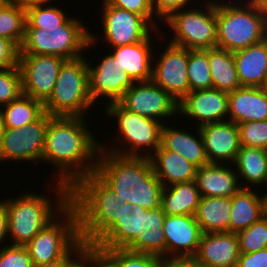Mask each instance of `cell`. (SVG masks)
Wrapping results in <instances>:
<instances>
[{
    "mask_svg": "<svg viewBox=\"0 0 267 267\" xmlns=\"http://www.w3.org/2000/svg\"><path fill=\"white\" fill-rule=\"evenodd\" d=\"M84 119L48 114L42 162L57 171L55 182L69 188L96 170L100 142Z\"/></svg>",
    "mask_w": 267,
    "mask_h": 267,
    "instance_id": "6da1fadb",
    "label": "cell"
},
{
    "mask_svg": "<svg viewBox=\"0 0 267 267\" xmlns=\"http://www.w3.org/2000/svg\"><path fill=\"white\" fill-rule=\"evenodd\" d=\"M95 173L120 197L144 209L161 206L164 185L154 173L150 157L125 156L100 149Z\"/></svg>",
    "mask_w": 267,
    "mask_h": 267,
    "instance_id": "7a4b0ae2",
    "label": "cell"
},
{
    "mask_svg": "<svg viewBox=\"0 0 267 267\" xmlns=\"http://www.w3.org/2000/svg\"><path fill=\"white\" fill-rule=\"evenodd\" d=\"M116 194L95 172L70 188V204L78 215L79 234L92 246L116 221L132 212V203L119 204Z\"/></svg>",
    "mask_w": 267,
    "mask_h": 267,
    "instance_id": "3957f363",
    "label": "cell"
},
{
    "mask_svg": "<svg viewBox=\"0 0 267 267\" xmlns=\"http://www.w3.org/2000/svg\"><path fill=\"white\" fill-rule=\"evenodd\" d=\"M52 183L50 186L49 182L46 190H52L50 195L55 194L56 200H52L53 198L43 192L38 194L33 191L19 193L16 198H6L10 237L8 240L12 245L25 246L70 204V188L61 182L55 184L52 180Z\"/></svg>",
    "mask_w": 267,
    "mask_h": 267,
    "instance_id": "277c9868",
    "label": "cell"
},
{
    "mask_svg": "<svg viewBox=\"0 0 267 267\" xmlns=\"http://www.w3.org/2000/svg\"><path fill=\"white\" fill-rule=\"evenodd\" d=\"M162 207L144 209L136 205L92 245L95 249H127L132 252L166 257Z\"/></svg>",
    "mask_w": 267,
    "mask_h": 267,
    "instance_id": "5b68a950",
    "label": "cell"
},
{
    "mask_svg": "<svg viewBox=\"0 0 267 267\" xmlns=\"http://www.w3.org/2000/svg\"><path fill=\"white\" fill-rule=\"evenodd\" d=\"M235 1H216V47L230 52L267 38V21L257 3L254 0Z\"/></svg>",
    "mask_w": 267,
    "mask_h": 267,
    "instance_id": "8992f818",
    "label": "cell"
},
{
    "mask_svg": "<svg viewBox=\"0 0 267 267\" xmlns=\"http://www.w3.org/2000/svg\"><path fill=\"white\" fill-rule=\"evenodd\" d=\"M78 18L72 16L63 25L49 29L25 28L19 54L56 55L65 60L84 56V50L95 46L100 36L93 35Z\"/></svg>",
    "mask_w": 267,
    "mask_h": 267,
    "instance_id": "52a82bcc",
    "label": "cell"
},
{
    "mask_svg": "<svg viewBox=\"0 0 267 267\" xmlns=\"http://www.w3.org/2000/svg\"><path fill=\"white\" fill-rule=\"evenodd\" d=\"M103 109L105 110L103 115L116 119L118 137L115 139L118 142L116 145L113 141V147L100 142V149L125 156L150 157L161 145L163 123L137 115L124 108L119 102L108 103Z\"/></svg>",
    "mask_w": 267,
    "mask_h": 267,
    "instance_id": "ba28073f",
    "label": "cell"
},
{
    "mask_svg": "<svg viewBox=\"0 0 267 267\" xmlns=\"http://www.w3.org/2000/svg\"><path fill=\"white\" fill-rule=\"evenodd\" d=\"M86 56L65 60L60 67L53 92L44 103L50 116L85 117L92 108ZM86 114V115H85Z\"/></svg>",
    "mask_w": 267,
    "mask_h": 267,
    "instance_id": "9c48e42d",
    "label": "cell"
},
{
    "mask_svg": "<svg viewBox=\"0 0 267 267\" xmlns=\"http://www.w3.org/2000/svg\"><path fill=\"white\" fill-rule=\"evenodd\" d=\"M191 6L173 12L165 21H162L166 22L174 33L169 43L188 50L215 48L217 45L216 0H204L202 6L205 9L201 5L200 8Z\"/></svg>",
    "mask_w": 267,
    "mask_h": 267,
    "instance_id": "30bf717a",
    "label": "cell"
},
{
    "mask_svg": "<svg viewBox=\"0 0 267 267\" xmlns=\"http://www.w3.org/2000/svg\"><path fill=\"white\" fill-rule=\"evenodd\" d=\"M80 241L77 211L69 204L25 246L37 266L66 256Z\"/></svg>",
    "mask_w": 267,
    "mask_h": 267,
    "instance_id": "8fae6325",
    "label": "cell"
},
{
    "mask_svg": "<svg viewBox=\"0 0 267 267\" xmlns=\"http://www.w3.org/2000/svg\"><path fill=\"white\" fill-rule=\"evenodd\" d=\"M48 113L25 127L4 128L0 142V162L19 161L38 163L42 161Z\"/></svg>",
    "mask_w": 267,
    "mask_h": 267,
    "instance_id": "7c38bea8",
    "label": "cell"
},
{
    "mask_svg": "<svg viewBox=\"0 0 267 267\" xmlns=\"http://www.w3.org/2000/svg\"><path fill=\"white\" fill-rule=\"evenodd\" d=\"M101 4L103 7L100 8L103 11L99 22L100 24L102 22L101 30L103 31L101 41L107 42L110 48L143 41L154 31L157 37L161 36L160 40L164 36L169 40L164 32V35L162 34L161 28L154 29L142 16L115 6L105 5L103 2Z\"/></svg>",
    "mask_w": 267,
    "mask_h": 267,
    "instance_id": "4fadbf2b",
    "label": "cell"
},
{
    "mask_svg": "<svg viewBox=\"0 0 267 267\" xmlns=\"http://www.w3.org/2000/svg\"><path fill=\"white\" fill-rule=\"evenodd\" d=\"M64 58L46 54H19L22 94L43 104L51 96Z\"/></svg>",
    "mask_w": 267,
    "mask_h": 267,
    "instance_id": "5bb4252c",
    "label": "cell"
},
{
    "mask_svg": "<svg viewBox=\"0 0 267 267\" xmlns=\"http://www.w3.org/2000/svg\"><path fill=\"white\" fill-rule=\"evenodd\" d=\"M118 102L137 115L154 119L163 124L169 117H173L172 120H175L174 116L178 115L179 102L152 80L134 82Z\"/></svg>",
    "mask_w": 267,
    "mask_h": 267,
    "instance_id": "9a60e30c",
    "label": "cell"
},
{
    "mask_svg": "<svg viewBox=\"0 0 267 267\" xmlns=\"http://www.w3.org/2000/svg\"><path fill=\"white\" fill-rule=\"evenodd\" d=\"M163 49L157 60L153 57L151 80L180 102L189 93L188 49L169 42Z\"/></svg>",
    "mask_w": 267,
    "mask_h": 267,
    "instance_id": "2e32d148",
    "label": "cell"
},
{
    "mask_svg": "<svg viewBox=\"0 0 267 267\" xmlns=\"http://www.w3.org/2000/svg\"><path fill=\"white\" fill-rule=\"evenodd\" d=\"M101 59L97 62L98 65L94 66L87 58L90 97L95 103H98L96 101L101 97L107 100L106 104L118 102L134 82L120 69L111 53L107 52Z\"/></svg>",
    "mask_w": 267,
    "mask_h": 267,
    "instance_id": "e0dca14e",
    "label": "cell"
},
{
    "mask_svg": "<svg viewBox=\"0 0 267 267\" xmlns=\"http://www.w3.org/2000/svg\"><path fill=\"white\" fill-rule=\"evenodd\" d=\"M228 110V93L214 88L190 91L178 103L179 118L182 115L188 120L192 119L197 122V127L227 121Z\"/></svg>",
    "mask_w": 267,
    "mask_h": 267,
    "instance_id": "ac0fdd59",
    "label": "cell"
},
{
    "mask_svg": "<svg viewBox=\"0 0 267 267\" xmlns=\"http://www.w3.org/2000/svg\"><path fill=\"white\" fill-rule=\"evenodd\" d=\"M199 129L208 162L233 164L241 147L238 125L227 120L205 124Z\"/></svg>",
    "mask_w": 267,
    "mask_h": 267,
    "instance_id": "d6986e66",
    "label": "cell"
},
{
    "mask_svg": "<svg viewBox=\"0 0 267 267\" xmlns=\"http://www.w3.org/2000/svg\"><path fill=\"white\" fill-rule=\"evenodd\" d=\"M166 257L195 256L202 235L194 215H166Z\"/></svg>",
    "mask_w": 267,
    "mask_h": 267,
    "instance_id": "ffe728a7",
    "label": "cell"
},
{
    "mask_svg": "<svg viewBox=\"0 0 267 267\" xmlns=\"http://www.w3.org/2000/svg\"><path fill=\"white\" fill-rule=\"evenodd\" d=\"M194 257L204 267H236L240 257L236 233H202Z\"/></svg>",
    "mask_w": 267,
    "mask_h": 267,
    "instance_id": "44dd1931",
    "label": "cell"
},
{
    "mask_svg": "<svg viewBox=\"0 0 267 267\" xmlns=\"http://www.w3.org/2000/svg\"><path fill=\"white\" fill-rule=\"evenodd\" d=\"M153 33L145 40L135 44L112 47L110 53L116 59L117 65L127 73L133 82L149 81L152 77Z\"/></svg>",
    "mask_w": 267,
    "mask_h": 267,
    "instance_id": "7402d4cb",
    "label": "cell"
},
{
    "mask_svg": "<svg viewBox=\"0 0 267 267\" xmlns=\"http://www.w3.org/2000/svg\"><path fill=\"white\" fill-rule=\"evenodd\" d=\"M233 164L209 163L197 168L195 183L201 197H233L242 189Z\"/></svg>",
    "mask_w": 267,
    "mask_h": 267,
    "instance_id": "603a6c76",
    "label": "cell"
},
{
    "mask_svg": "<svg viewBox=\"0 0 267 267\" xmlns=\"http://www.w3.org/2000/svg\"><path fill=\"white\" fill-rule=\"evenodd\" d=\"M228 120L235 124L267 120V96L260 87L241 86L228 93Z\"/></svg>",
    "mask_w": 267,
    "mask_h": 267,
    "instance_id": "cb8c5ba5",
    "label": "cell"
},
{
    "mask_svg": "<svg viewBox=\"0 0 267 267\" xmlns=\"http://www.w3.org/2000/svg\"><path fill=\"white\" fill-rule=\"evenodd\" d=\"M195 131L197 134H192L188 130L179 129L178 126L176 128L174 125L172 128L171 125L165 123L161 130V145L165 149L181 154L187 161L199 168L209 162L199 127H196Z\"/></svg>",
    "mask_w": 267,
    "mask_h": 267,
    "instance_id": "d4e9b609",
    "label": "cell"
},
{
    "mask_svg": "<svg viewBox=\"0 0 267 267\" xmlns=\"http://www.w3.org/2000/svg\"><path fill=\"white\" fill-rule=\"evenodd\" d=\"M233 55L241 86L260 87L267 78V38Z\"/></svg>",
    "mask_w": 267,
    "mask_h": 267,
    "instance_id": "484cf974",
    "label": "cell"
},
{
    "mask_svg": "<svg viewBox=\"0 0 267 267\" xmlns=\"http://www.w3.org/2000/svg\"><path fill=\"white\" fill-rule=\"evenodd\" d=\"M150 160L155 175L164 187L195 180L198 167L181 154L165 149L162 145L150 156Z\"/></svg>",
    "mask_w": 267,
    "mask_h": 267,
    "instance_id": "4316f807",
    "label": "cell"
},
{
    "mask_svg": "<svg viewBox=\"0 0 267 267\" xmlns=\"http://www.w3.org/2000/svg\"><path fill=\"white\" fill-rule=\"evenodd\" d=\"M254 190V191H253ZM242 188L231 197L229 232L237 233L248 228L264 216V199L260 190Z\"/></svg>",
    "mask_w": 267,
    "mask_h": 267,
    "instance_id": "83f0119b",
    "label": "cell"
},
{
    "mask_svg": "<svg viewBox=\"0 0 267 267\" xmlns=\"http://www.w3.org/2000/svg\"><path fill=\"white\" fill-rule=\"evenodd\" d=\"M233 166L236 167L235 170L242 188L250 189L253 186L252 188L258 189V187L267 185V150L240 147Z\"/></svg>",
    "mask_w": 267,
    "mask_h": 267,
    "instance_id": "f1b7e54d",
    "label": "cell"
},
{
    "mask_svg": "<svg viewBox=\"0 0 267 267\" xmlns=\"http://www.w3.org/2000/svg\"><path fill=\"white\" fill-rule=\"evenodd\" d=\"M231 198L201 197L195 218L202 233L229 232Z\"/></svg>",
    "mask_w": 267,
    "mask_h": 267,
    "instance_id": "f546056e",
    "label": "cell"
},
{
    "mask_svg": "<svg viewBox=\"0 0 267 267\" xmlns=\"http://www.w3.org/2000/svg\"><path fill=\"white\" fill-rule=\"evenodd\" d=\"M201 195L195 181L163 188L161 207L166 215H195Z\"/></svg>",
    "mask_w": 267,
    "mask_h": 267,
    "instance_id": "4dcf8cb0",
    "label": "cell"
},
{
    "mask_svg": "<svg viewBox=\"0 0 267 267\" xmlns=\"http://www.w3.org/2000/svg\"><path fill=\"white\" fill-rule=\"evenodd\" d=\"M209 64L214 89L227 93L241 87L233 52L220 48L209 49Z\"/></svg>",
    "mask_w": 267,
    "mask_h": 267,
    "instance_id": "1f68e13d",
    "label": "cell"
},
{
    "mask_svg": "<svg viewBox=\"0 0 267 267\" xmlns=\"http://www.w3.org/2000/svg\"><path fill=\"white\" fill-rule=\"evenodd\" d=\"M4 128H20L36 121L44 112V104L30 96L21 94L0 108Z\"/></svg>",
    "mask_w": 267,
    "mask_h": 267,
    "instance_id": "d6a6232c",
    "label": "cell"
},
{
    "mask_svg": "<svg viewBox=\"0 0 267 267\" xmlns=\"http://www.w3.org/2000/svg\"><path fill=\"white\" fill-rule=\"evenodd\" d=\"M26 10L13 0L0 4V36L11 40L18 48L25 36Z\"/></svg>",
    "mask_w": 267,
    "mask_h": 267,
    "instance_id": "836d02e7",
    "label": "cell"
},
{
    "mask_svg": "<svg viewBox=\"0 0 267 267\" xmlns=\"http://www.w3.org/2000/svg\"><path fill=\"white\" fill-rule=\"evenodd\" d=\"M187 77L189 92L213 88L209 64V49L188 50Z\"/></svg>",
    "mask_w": 267,
    "mask_h": 267,
    "instance_id": "e575fe53",
    "label": "cell"
},
{
    "mask_svg": "<svg viewBox=\"0 0 267 267\" xmlns=\"http://www.w3.org/2000/svg\"><path fill=\"white\" fill-rule=\"evenodd\" d=\"M113 267H160L161 258L127 249H96Z\"/></svg>",
    "mask_w": 267,
    "mask_h": 267,
    "instance_id": "d590c367",
    "label": "cell"
},
{
    "mask_svg": "<svg viewBox=\"0 0 267 267\" xmlns=\"http://www.w3.org/2000/svg\"><path fill=\"white\" fill-rule=\"evenodd\" d=\"M56 4L46 6H33L26 9V27L49 29L63 25L71 15H67Z\"/></svg>",
    "mask_w": 267,
    "mask_h": 267,
    "instance_id": "8d00e7d4",
    "label": "cell"
},
{
    "mask_svg": "<svg viewBox=\"0 0 267 267\" xmlns=\"http://www.w3.org/2000/svg\"><path fill=\"white\" fill-rule=\"evenodd\" d=\"M240 254L254 253L267 248V216L236 233Z\"/></svg>",
    "mask_w": 267,
    "mask_h": 267,
    "instance_id": "74e56055",
    "label": "cell"
},
{
    "mask_svg": "<svg viewBox=\"0 0 267 267\" xmlns=\"http://www.w3.org/2000/svg\"><path fill=\"white\" fill-rule=\"evenodd\" d=\"M238 129L241 147L267 150V120L240 123Z\"/></svg>",
    "mask_w": 267,
    "mask_h": 267,
    "instance_id": "f35d334b",
    "label": "cell"
},
{
    "mask_svg": "<svg viewBox=\"0 0 267 267\" xmlns=\"http://www.w3.org/2000/svg\"><path fill=\"white\" fill-rule=\"evenodd\" d=\"M22 94L21 72L18 66L0 69V108Z\"/></svg>",
    "mask_w": 267,
    "mask_h": 267,
    "instance_id": "ab89813d",
    "label": "cell"
},
{
    "mask_svg": "<svg viewBox=\"0 0 267 267\" xmlns=\"http://www.w3.org/2000/svg\"><path fill=\"white\" fill-rule=\"evenodd\" d=\"M105 5L115 6L142 16L154 29H159L152 10L151 0H103Z\"/></svg>",
    "mask_w": 267,
    "mask_h": 267,
    "instance_id": "60d3db41",
    "label": "cell"
},
{
    "mask_svg": "<svg viewBox=\"0 0 267 267\" xmlns=\"http://www.w3.org/2000/svg\"><path fill=\"white\" fill-rule=\"evenodd\" d=\"M0 267H34L26 246L9 245L0 248Z\"/></svg>",
    "mask_w": 267,
    "mask_h": 267,
    "instance_id": "b9f144b4",
    "label": "cell"
},
{
    "mask_svg": "<svg viewBox=\"0 0 267 267\" xmlns=\"http://www.w3.org/2000/svg\"><path fill=\"white\" fill-rule=\"evenodd\" d=\"M192 0H151L156 19L165 21L173 12L189 7Z\"/></svg>",
    "mask_w": 267,
    "mask_h": 267,
    "instance_id": "7bdbcfd3",
    "label": "cell"
},
{
    "mask_svg": "<svg viewBox=\"0 0 267 267\" xmlns=\"http://www.w3.org/2000/svg\"><path fill=\"white\" fill-rule=\"evenodd\" d=\"M19 48L9 39L0 36V69L18 66Z\"/></svg>",
    "mask_w": 267,
    "mask_h": 267,
    "instance_id": "ee69618b",
    "label": "cell"
},
{
    "mask_svg": "<svg viewBox=\"0 0 267 267\" xmlns=\"http://www.w3.org/2000/svg\"><path fill=\"white\" fill-rule=\"evenodd\" d=\"M88 246L81 240L66 256L45 264H40L34 267H74L81 257L82 252Z\"/></svg>",
    "mask_w": 267,
    "mask_h": 267,
    "instance_id": "f6af8a7d",
    "label": "cell"
},
{
    "mask_svg": "<svg viewBox=\"0 0 267 267\" xmlns=\"http://www.w3.org/2000/svg\"><path fill=\"white\" fill-rule=\"evenodd\" d=\"M236 267H267V248L254 253L240 254Z\"/></svg>",
    "mask_w": 267,
    "mask_h": 267,
    "instance_id": "bcb514c9",
    "label": "cell"
},
{
    "mask_svg": "<svg viewBox=\"0 0 267 267\" xmlns=\"http://www.w3.org/2000/svg\"><path fill=\"white\" fill-rule=\"evenodd\" d=\"M83 267H113L94 247L83 251Z\"/></svg>",
    "mask_w": 267,
    "mask_h": 267,
    "instance_id": "7dc6e473",
    "label": "cell"
},
{
    "mask_svg": "<svg viewBox=\"0 0 267 267\" xmlns=\"http://www.w3.org/2000/svg\"><path fill=\"white\" fill-rule=\"evenodd\" d=\"M160 267H204L194 256L162 257Z\"/></svg>",
    "mask_w": 267,
    "mask_h": 267,
    "instance_id": "c3c4849f",
    "label": "cell"
},
{
    "mask_svg": "<svg viewBox=\"0 0 267 267\" xmlns=\"http://www.w3.org/2000/svg\"><path fill=\"white\" fill-rule=\"evenodd\" d=\"M8 238V209L5 198L0 200V247L6 246L9 243L6 241ZM6 244H5V243ZM4 243V244H3ZM3 244V245H2Z\"/></svg>",
    "mask_w": 267,
    "mask_h": 267,
    "instance_id": "681fc988",
    "label": "cell"
},
{
    "mask_svg": "<svg viewBox=\"0 0 267 267\" xmlns=\"http://www.w3.org/2000/svg\"><path fill=\"white\" fill-rule=\"evenodd\" d=\"M16 4H18L22 9H28L33 6H43L49 5L52 2V0H13Z\"/></svg>",
    "mask_w": 267,
    "mask_h": 267,
    "instance_id": "f907efd6",
    "label": "cell"
},
{
    "mask_svg": "<svg viewBox=\"0 0 267 267\" xmlns=\"http://www.w3.org/2000/svg\"><path fill=\"white\" fill-rule=\"evenodd\" d=\"M267 21V0H254Z\"/></svg>",
    "mask_w": 267,
    "mask_h": 267,
    "instance_id": "816d5d0a",
    "label": "cell"
},
{
    "mask_svg": "<svg viewBox=\"0 0 267 267\" xmlns=\"http://www.w3.org/2000/svg\"><path fill=\"white\" fill-rule=\"evenodd\" d=\"M267 189L265 188V191L262 192L263 199H264V215L267 216Z\"/></svg>",
    "mask_w": 267,
    "mask_h": 267,
    "instance_id": "f5cc1de1",
    "label": "cell"
},
{
    "mask_svg": "<svg viewBox=\"0 0 267 267\" xmlns=\"http://www.w3.org/2000/svg\"><path fill=\"white\" fill-rule=\"evenodd\" d=\"M3 132H4V123H3V118L0 112V142L2 139Z\"/></svg>",
    "mask_w": 267,
    "mask_h": 267,
    "instance_id": "db71d44e",
    "label": "cell"
},
{
    "mask_svg": "<svg viewBox=\"0 0 267 267\" xmlns=\"http://www.w3.org/2000/svg\"><path fill=\"white\" fill-rule=\"evenodd\" d=\"M260 88L263 91V93L267 96V78L264 80Z\"/></svg>",
    "mask_w": 267,
    "mask_h": 267,
    "instance_id": "11a10c76",
    "label": "cell"
},
{
    "mask_svg": "<svg viewBox=\"0 0 267 267\" xmlns=\"http://www.w3.org/2000/svg\"><path fill=\"white\" fill-rule=\"evenodd\" d=\"M74 267H83V252L81 254L79 262Z\"/></svg>",
    "mask_w": 267,
    "mask_h": 267,
    "instance_id": "9f6ffc18",
    "label": "cell"
}]
</instances>
